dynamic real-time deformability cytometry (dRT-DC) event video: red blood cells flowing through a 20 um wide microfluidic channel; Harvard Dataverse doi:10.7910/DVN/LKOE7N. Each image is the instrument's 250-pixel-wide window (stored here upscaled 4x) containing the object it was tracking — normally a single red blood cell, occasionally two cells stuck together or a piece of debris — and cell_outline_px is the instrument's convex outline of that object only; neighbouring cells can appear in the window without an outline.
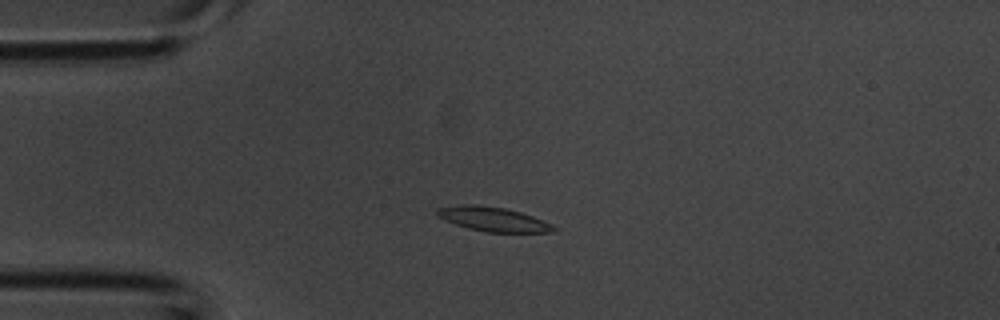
{"species": "common noctule bat (a hibernating species)", "species_latin": "Nyctalus noctula", "temperature_condition": "room temperature", "stored_images_in_passage": 41, "camera_frame_rate_fps": 3000, "um_per_image_px": 0.085, "animal": {"sex": "male", "body_mass_g": 20.1, "forearm_length_mm": 53.5}, "frame": {"image": 1, "passage_image": 8, "time_ms": 2.333, "image_size_px": [1000, 320], "cell_outline_px": [[556, 232], [488, 232], [468, 228], [444, 220], [436, 216], [436, 208], [464, 204], [476, 204], [504, 208], [520, 212], [532, 216], [552, 224], [556, 228]], "centroid_in_image_um": [41.89, 18.62], "position_along_channel_um": 43.1, "area_um2": 16.47}}
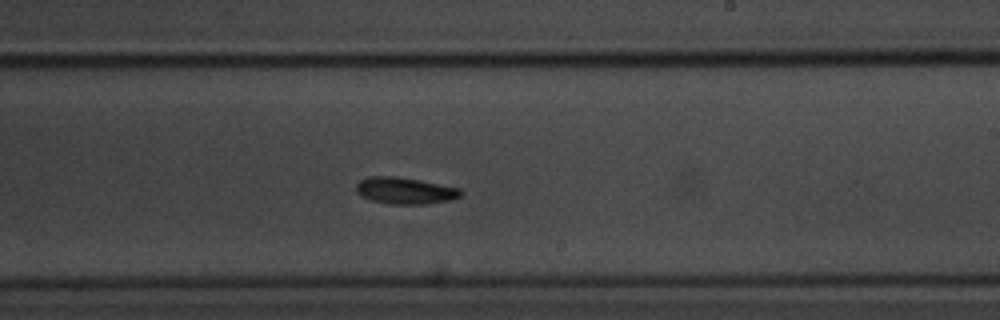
{"frame": {"image": 2, "passage_image": 23, "time_ms": 7.333, "image_size_px": [1000, 320], "cell_outline_px": [[464, 192], [460, 196], [452, 200], [428, 204], [392, 204], [372, 200], [360, 196], [356, 192], [356, 184], [360, 180], [368, 176], [396, 176], [460, 188]], "centroid_in_image_um": [34.42, 16.21], "position_along_channel_um": 254.6, "area_um2": 16.3}}
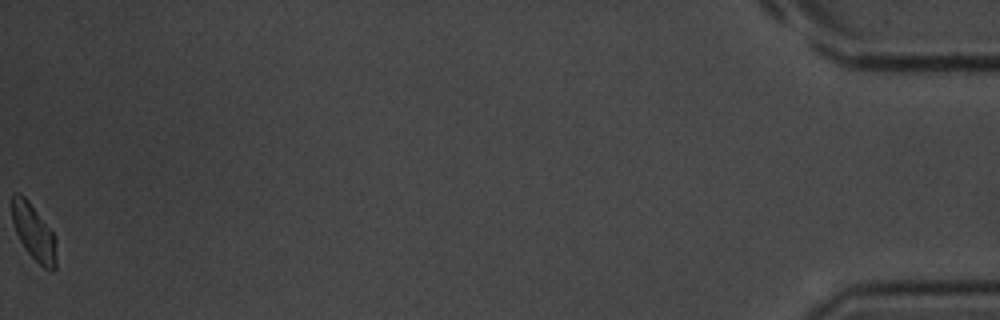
{"frame": {"image": 3, "passage_image": 41, "time_ms": 13.333, "image_size_px": [1000, 320], "cell_outline_px": [[56, 268], [52, 272], [44, 268], [24, 248], [16, 232], [12, 220], [12, 192], [16, 192], [24, 196], [28, 200], [56, 236]], "centroid_in_image_um": [2.88, 19.75], "position_along_channel_um": 432.3, "area_um2": 14.51}}